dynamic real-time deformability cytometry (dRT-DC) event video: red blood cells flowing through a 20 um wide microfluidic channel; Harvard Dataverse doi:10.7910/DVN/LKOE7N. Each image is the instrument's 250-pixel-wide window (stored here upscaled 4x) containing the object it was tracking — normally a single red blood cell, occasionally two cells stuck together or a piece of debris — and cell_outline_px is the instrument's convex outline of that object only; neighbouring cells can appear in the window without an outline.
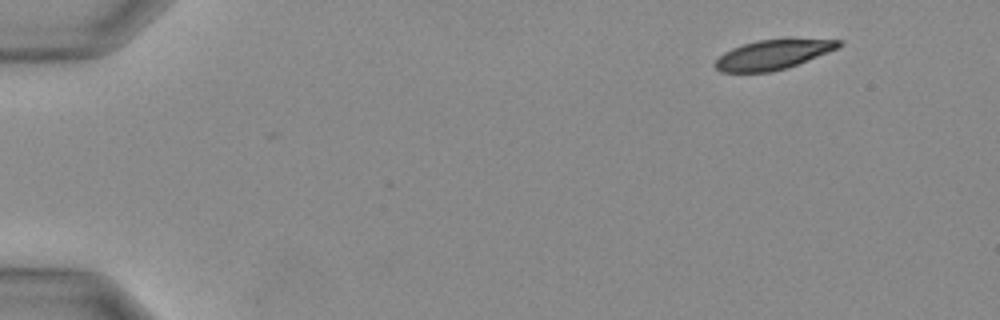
{"species": "Egyptian fruit bat (a non-hibernating species)", "species_latin": "Rousettus aegyptiacus", "temperature_condition": "warm", "stored_images_in_passage": 3, "camera_frame_rate_fps": 3000, "um_per_image_px": 0.085, "animal": {"sex": "female"}, "frame": {"image": 1, "passage_image": 1, "time_ms": 0.0, "image_size_px": [1000, 320], "cell_outline_px": [[844, 44], [840, 48], [796, 64], [772, 72], [720, 72], [712, 64], [724, 52], [732, 48], [756, 40], [844, 40]], "centroid_in_image_um": [65.67, 4.65], "position_along_channel_um": 19.3, "area_um2": 20.92}}